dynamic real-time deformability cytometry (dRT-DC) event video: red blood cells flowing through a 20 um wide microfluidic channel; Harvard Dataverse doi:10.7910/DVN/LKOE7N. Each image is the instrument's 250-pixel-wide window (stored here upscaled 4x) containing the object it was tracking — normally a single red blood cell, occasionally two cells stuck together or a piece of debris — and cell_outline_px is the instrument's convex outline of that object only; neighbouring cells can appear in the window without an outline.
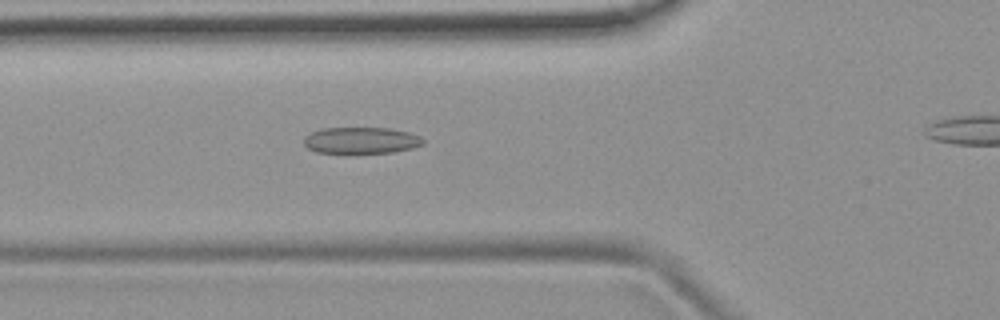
{"species": "common noctule bat (a hibernating species)", "species_latin": "Nyctalus noctula", "temperature_condition": "room temperature", "stored_images_in_passage": 45, "camera_frame_rate_fps": 3000, "um_per_image_px": 0.085, "animal": {"sex": "female", "body_mass_g": 19.9}, "frame": {"image": 1, "passage_image": 18, "time_ms": 5.667, "image_size_px": [1000, 320], "cell_outline_px": [[424, 144], [412, 148], [392, 152], [352, 156], [348, 156], [316, 152], [308, 148], [304, 144], [304, 136], [312, 132], [324, 128], [392, 128], [408, 132], [420, 136], [424, 140]], "centroid_in_image_um": [30.67, 11.98], "position_along_channel_um": 95.1, "area_um2": 19.31}}
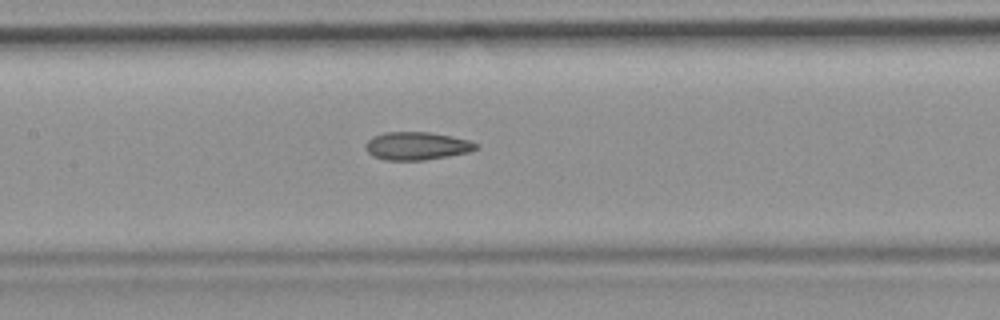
{"frame": {"image": 2, "passage_image": 24, "time_ms": 7.667, "image_size_px": [1000, 320], "cell_outline_px": [[480, 144], [472, 152], [424, 160], [384, 160], [372, 156], [364, 148], [364, 144], [372, 136], [384, 132], [428, 132], [468, 140]], "centroid_in_image_um": [35.39, 12.41], "position_along_channel_um": 172.0, "area_um2": 18.09}}
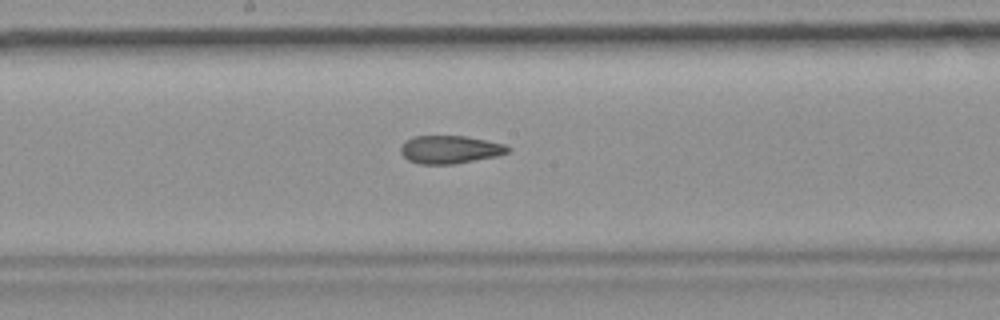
{"frame": {"image": 3, "passage_image": 27, "time_ms": 8.667, "image_size_px": [1000, 320], "cell_outline_px": [[512, 148], [508, 152], [496, 156], [456, 164], [420, 164], [408, 160], [400, 152], [400, 144], [404, 140], [412, 136], [464, 136], [504, 144]], "centroid_in_image_um": [38.2, 12.71], "position_along_channel_um": 210.0, "area_um2": 17.57}}